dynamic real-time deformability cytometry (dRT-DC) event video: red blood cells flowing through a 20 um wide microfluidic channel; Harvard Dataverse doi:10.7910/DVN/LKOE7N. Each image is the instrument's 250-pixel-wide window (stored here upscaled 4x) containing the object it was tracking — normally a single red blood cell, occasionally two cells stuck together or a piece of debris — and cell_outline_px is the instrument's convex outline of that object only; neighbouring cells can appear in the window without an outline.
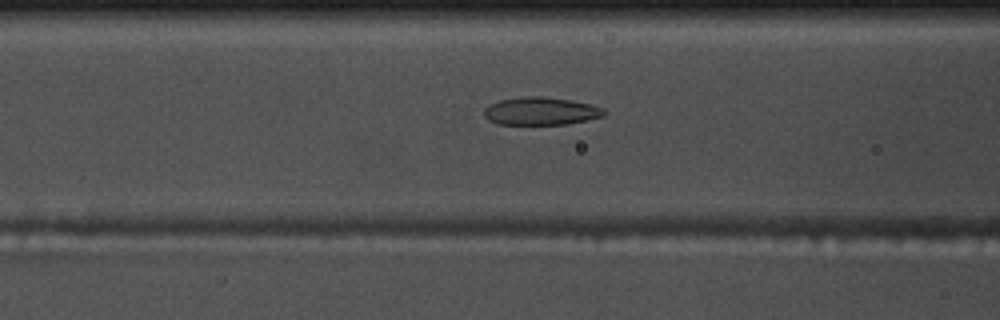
{"species": "common noctule bat (a hibernating species)", "species_latin": "Nyctalus noctula", "temperature_condition": "warm", "stored_images_in_passage": 56, "camera_frame_rate_fps": 3000, "um_per_image_px": 0.085, "animal": {"sex": "male", "body_mass_g": 17.5, "forearm_length_mm": 52.3}, "frame": {"image": 1, "passage_image": 23, "time_ms": 7.333, "image_size_px": [1000, 320], "cell_outline_px": [[608, 112], [604, 116], [588, 120], [568, 124], [496, 124], [488, 120], [484, 116], [484, 108], [488, 104], [500, 100], [524, 96], [544, 96], [572, 100], [592, 104], [604, 108]], "centroid_in_image_um": [46.0, 9.44], "position_along_channel_um": 120.6, "area_um2": 19.83}}
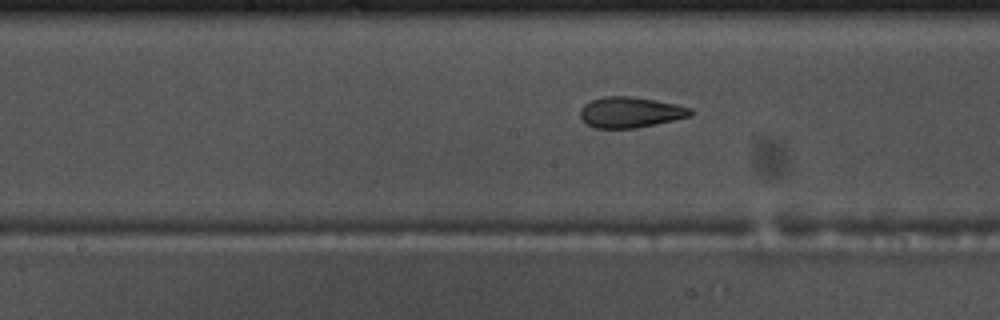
{"frame": {"image": 2, "passage_image": 29, "time_ms": 9.333, "image_size_px": [1000, 320], "cell_outline_px": [[692, 116], [656, 124], [636, 128], [596, 128], [588, 124], [580, 116], [580, 108], [584, 104], [592, 100], [604, 96], [632, 96], [656, 100], [676, 104], [692, 108]], "centroid_in_image_um": [53.6, 9.53], "position_along_channel_um": 194.6, "area_um2": 19.77}}
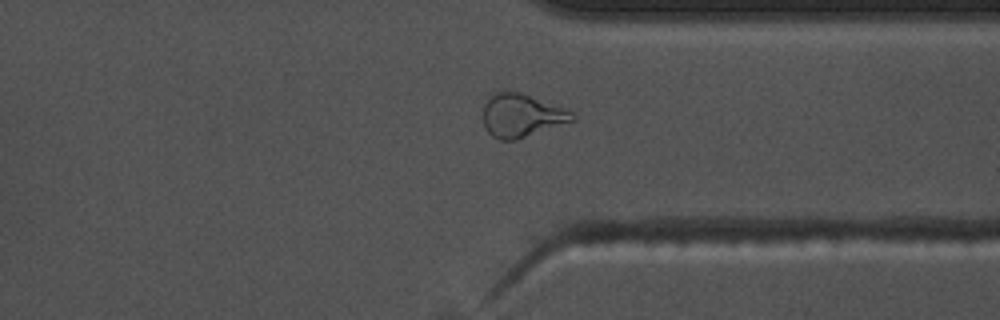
{"frame": {"image": 3, "passage_image": 43, "time_ms": 14.0, "image_size_px": [1000, 320], "cell_outline_px": [[576, 120], [516, 140], [500, 140], [492, 136], [484, 128], [484, 104], [496, 92], [520, 92], [564, 108], [572, 112], [576, 116]], "centroid_in_image_um": [44.35, 9.84], "position_along_channel_um": 367.1, "area_um2": 22.25}, "authors_computed_cell_mechanics": {"area_um2": 20.6346, "velocity_mm_per_s": 3.7046, "shape_relaxation_time_tau1_ms": 5.3703, "shape_relaxation_time_tau2_ms": 1.6972, "deformation_change_tau1": 0.1982, "deformation_change_tau2": 0.0969}}